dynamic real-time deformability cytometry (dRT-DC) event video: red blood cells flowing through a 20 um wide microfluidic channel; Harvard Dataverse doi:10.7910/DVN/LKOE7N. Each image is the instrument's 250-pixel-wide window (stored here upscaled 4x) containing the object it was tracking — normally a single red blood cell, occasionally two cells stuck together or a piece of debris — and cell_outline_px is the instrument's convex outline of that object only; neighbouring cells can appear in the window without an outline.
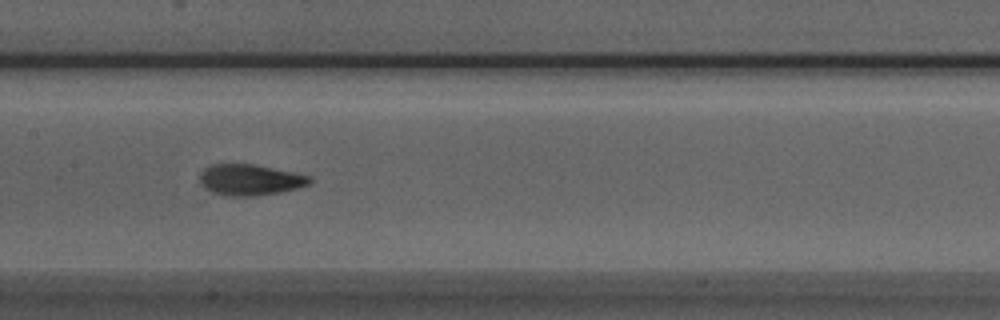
{"species": "Egyptian fruit bat (a non-hibernating species)", "species_latin": "Rousettus aegyptiacus", "temperature_condition": "room temperature", "stored_images_in_passage": 21, "camera_frame_rate_fps": 3000, "um_per_image_px": 0.085, "animal": {"sex": "male"}, "frame": {"image": 1, "passage_image": 15, "time_ms": 4.667, "image_size_px": [1000, 320], "cell_outline_px": [[312, 180], [308, 184], [296, 188], [280, 192], [252, 196], [224, 196], [212, 192], [200, 180], [200, 172], [204, 168], [212, 164], [256, 164], [312, 176]], "centroid_in_image_um": [21.27, 15.27], "position_along_channel_um": 186.1, "area_um2": 19.77}}
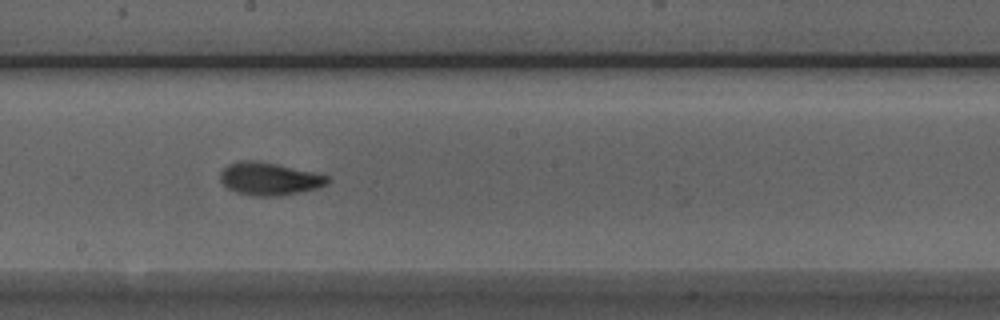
{"frame": {"image": 2, "passage_image": 18, "time_ms": 5.667, "image_size_px": [1000, 320], "cell_outline_px": [[332, 180], [328, 184], [316, 188], [280, 196], [256, 196], [236, 192], [228, 188], [220, 180], [220, 172], [228, 164], [236, 160], [256, 160], [276, 164], [312, 172], [328, 176]], "centroid_in_image_um": [22.87, 15.19], "position_along_channel_um": 225.3, "area_um2": 20.4}}